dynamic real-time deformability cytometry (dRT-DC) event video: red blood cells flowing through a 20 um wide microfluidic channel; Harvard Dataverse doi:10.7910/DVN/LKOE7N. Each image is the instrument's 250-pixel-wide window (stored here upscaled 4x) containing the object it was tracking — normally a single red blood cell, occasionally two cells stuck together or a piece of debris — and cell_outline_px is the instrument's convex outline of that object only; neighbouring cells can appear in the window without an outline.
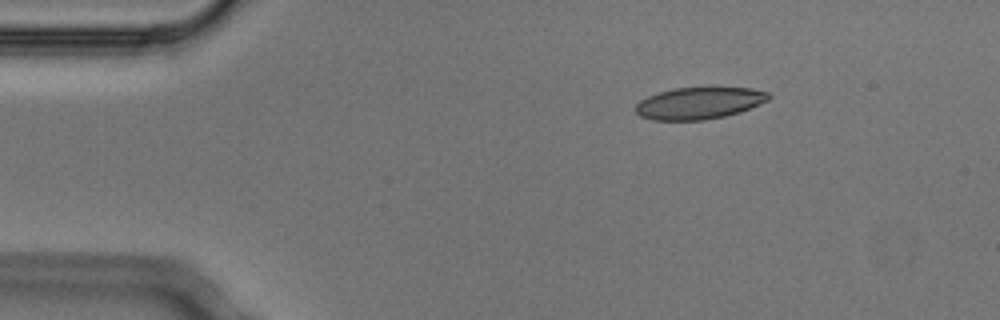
{"species": "Egyptian fruit bat (a non-hibernating species)", "species_latin": "Rousettus aegyptiacus", "temperature_condition": "cold", "stored_images_in_passage": 3, "camera_frame_rate_fps": 3000, "um_per_image_px": 0.085, "animal": {"sex": "male"}, "frame": {"image": 1, "passage_image": 1, "time_ms": 0.0, "image_size_px": [1000, 320], "cell_outline_px": [[772, 96], [768, 100], [760, 104], [740, 112], [724, 116], [704, 120], [652, 120], [640, 116], [636, 112], [636, 104], [640, 100], [648, 96], [672, 88], [716, 84], [752, 88], [768, 92]], "centroid_in_image_um": [59.49, 8.71], "position_along_channel_um": 25.5, "area_um2": 25.78}}
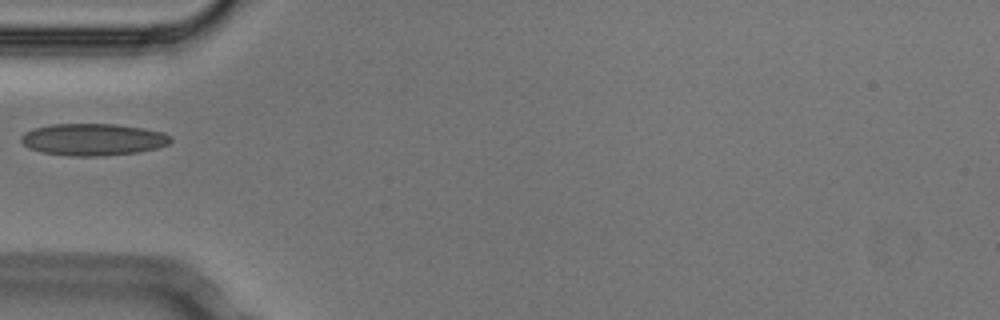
{"frame": {"image": 2, "passage_image": 3, "time_ms": 0.667, "image_size_px": [1000, 320], "cell_outline_px": [[172, 140], [168, 144], [156, 148], [136, 152], [104, 156], [68, 156], [40, 152], [28, 148], [20, 140], [20, 136], [24, 132], [36, 128], [52, 124], [116, 124], [144, 128], [164, 132], [172, 136]], "centroid_in_image_um": [7.91, 11.86], "position_along_channel_um": 77.1, "area_um2": 28.03}}